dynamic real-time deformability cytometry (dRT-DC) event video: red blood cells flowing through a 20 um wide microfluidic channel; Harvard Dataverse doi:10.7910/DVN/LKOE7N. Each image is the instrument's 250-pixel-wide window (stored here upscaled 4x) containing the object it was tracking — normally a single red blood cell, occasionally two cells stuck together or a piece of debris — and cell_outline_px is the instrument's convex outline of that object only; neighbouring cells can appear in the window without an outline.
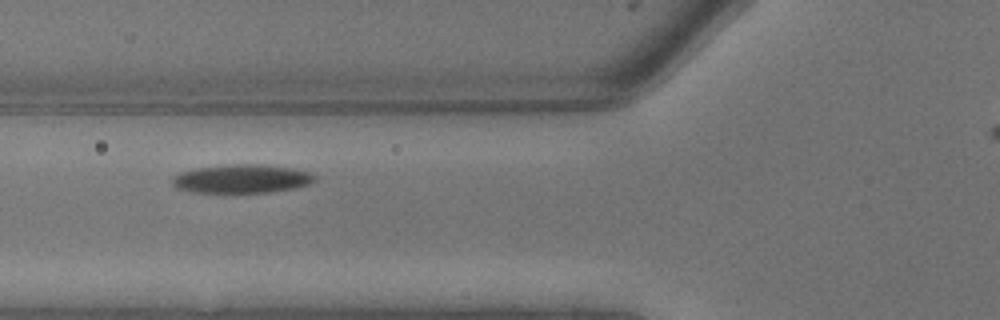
{"species": "common noctule bat (a hibernating species)", "species_latin": "Nyctalus noctula", "temperature_condition": "warm", "stored_images_in_passage": 5, "camera_frame_rate_fps": 3000, "um_per_image_px": 0.085, "animal": {"sex": "male", "body_mass_g": 13.3}, "frame": {"image": 1, "passage_image": 4, "time_ms": 1.0, "image_size_px": [1000, 320], "cell_outline_px": [[316, 180], [308, 184], [296, 188], [272, 192], [192, 192], [176, 188], [172, 184], [172, 176], [180, 172], [196, 168], [236, 164], [260, 164], [292, 168], [308, 172], [316, 176]], "centroid_in_image_um": [20.54, 15.2], "position_along_channel_um": 105.3, "area_um2": 23.7}}